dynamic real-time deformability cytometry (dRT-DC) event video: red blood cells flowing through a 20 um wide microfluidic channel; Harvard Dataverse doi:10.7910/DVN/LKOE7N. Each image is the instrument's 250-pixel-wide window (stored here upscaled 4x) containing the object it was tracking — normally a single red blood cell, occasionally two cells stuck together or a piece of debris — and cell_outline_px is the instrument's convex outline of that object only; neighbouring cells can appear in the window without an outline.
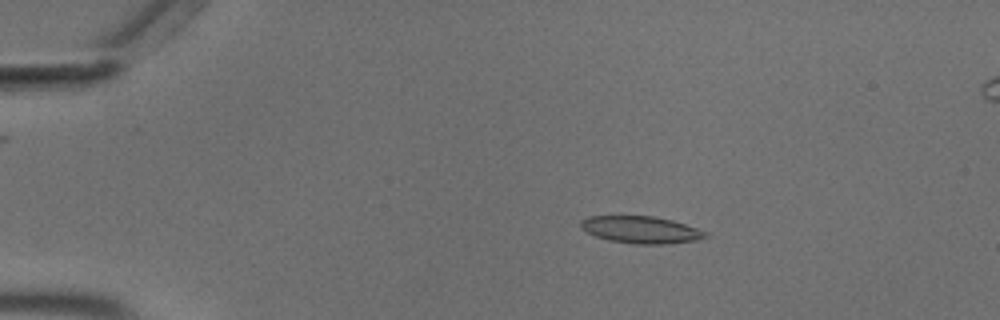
{"species": "common noctule bat (a hibernating species)", "species_latin": "Nyctalus noctula", "temperature_condition": "cold", "stored_images_in_passage": 56, "camera_frame_rate_fps": 3000, "um_per_image_px": 0.085, "animal": {"sex": "male", "body_mass_g": 18.8}, "frame": {"image": 1, "passage_image": 11, "time_ms": 3.333, "image_size_px": [1000, 320], "cell_outline_px": [[708, 236], [696, 240], [664, 244], [636, 244], [608, 240], [596, 236], [580, 228], [580, 220], [588, 216], [652, 216], [672, 220], [708, 232]], "centroid_in_image_um": [54.45, 19.52], "position_along_channel_um": 30.5, "area_um2": 19.59}}
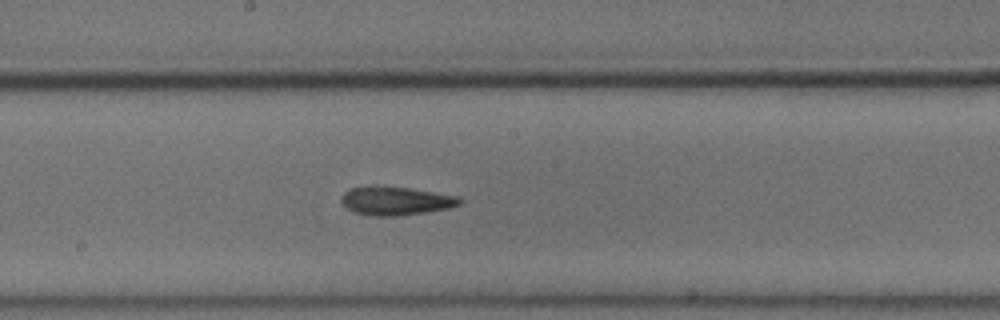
{"frame": {"image": 2, "passage_image": 31, "time_ms": 10.0, "image_size_px": [1000, 320], "cell_outline_px": [[464, 200], [460, 204], [452, 208], [396, 216], [372, 216], [352, 212], [340, 200], [340, 196], [348, 188], [376, 184], [408, 188], [460, 196]], "centroid_in_image_um": [33.62, 17.05], "position_along_channel_um": 214.6, "area_um2": 20.17}}
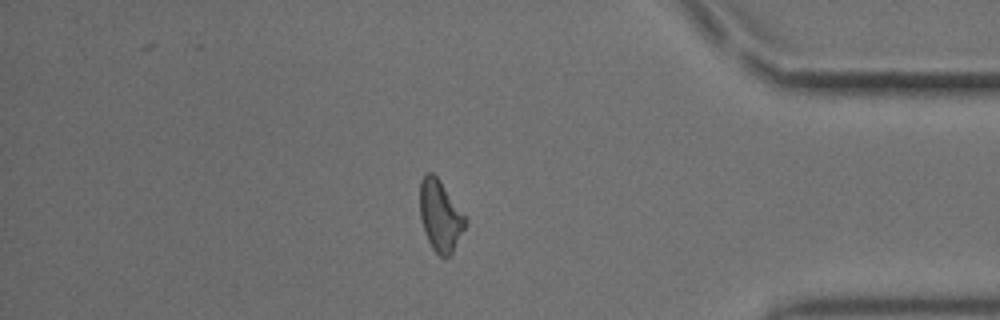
{"frame": {"image": 3, "passage_image": 48, "time_ms": 15.667, "image_size_px": [1000, 320], "cell_outline_px": [[468, 220], [452, 252], [444, 260], [432, 248], [428, 240], [420, 216], [420, 180], [428, 172], [432, 172], [440, 180], [468, 216]], "centroid_in_image_um": [37.45, 18.32], "position_along_channel_um": 397.8, "area_um2": 18.96}}